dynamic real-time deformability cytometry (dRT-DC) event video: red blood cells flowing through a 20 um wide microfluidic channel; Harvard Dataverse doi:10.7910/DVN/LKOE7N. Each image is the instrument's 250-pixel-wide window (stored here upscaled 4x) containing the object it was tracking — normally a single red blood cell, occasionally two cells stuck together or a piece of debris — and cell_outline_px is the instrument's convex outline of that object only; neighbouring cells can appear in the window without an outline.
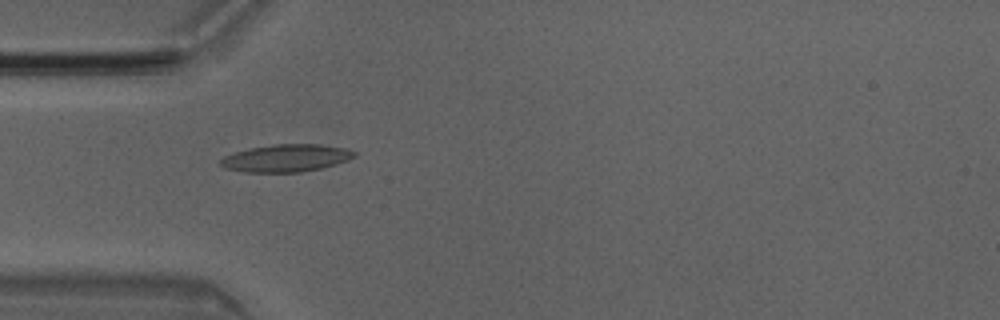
{"species": "Egyptian fruit bat (a non-hibernating species)", "species_latin": "Rousettus aegyptiacus", "temperature_condition": "room temperature", "stored_images_in_passage": 36, "camera_frame_rate_fps": 3000, "um_per_image_px": 0.085, "animal": {"sex": "male"}, "frame": {"image": 1, "passage_image": 1, "time_ms": 0.0, "image_size_px": [1000, 320], "cell_outline_px": [[356, 156], [320, 168], [300, 172], [244, 172], [224, 168], [220, 164], [220, 160], [224, 156], [248, 148], [272, 144], [320, 144], [344, 148], [356, 152]], "centroid_in_image_um": [24.26, 13.43], "position_along_channel_um": 60.7, "area_um2": 21.15}}
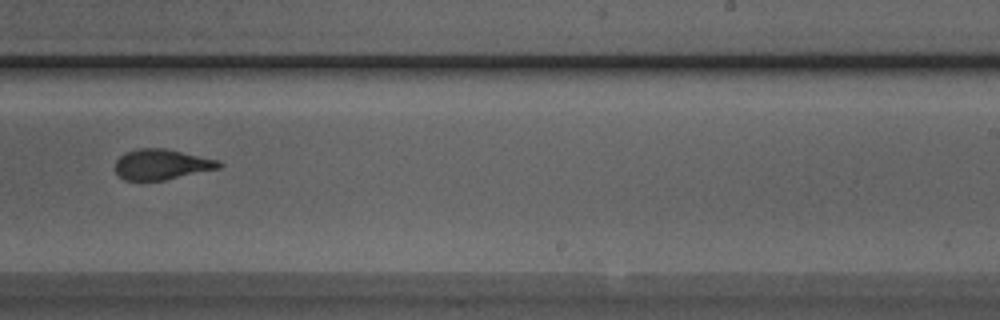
{"frame": {"image": 2, "passage_image": 17, "time_ms": 5.333, "image_size_px": [1000, 320], "cell_outline_px": [[224, 164], [220, 168], [164, 180], [124, 180], [116, 172], [116, 160], [124, 152], [136, 148], [164, 148], [220, 160]], "centroid_in_image_um": [13.75, 13.96], "position_along_channel_um": 275.2, "area_um2": 18.44}}
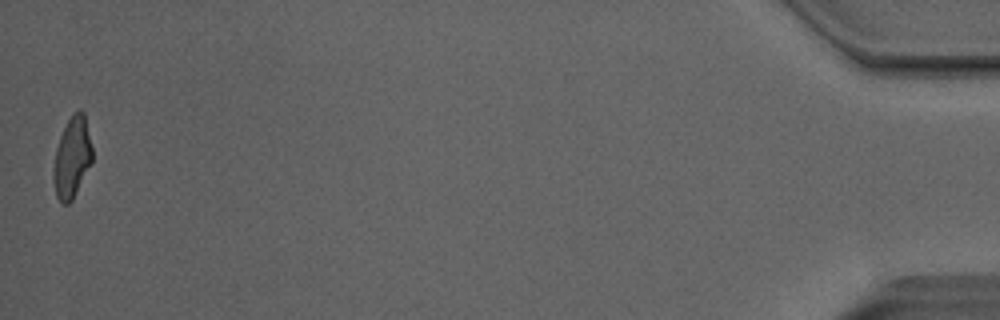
{"frame": {"image": 3, "passage_image": 36, "time_ms": 11.667, "image_size_px": [1000, 320], "cell_outline_px": [[92, 164], [72, 200], [68, 204], [60, 204], [56, 196], [52, 176], [52, 172], [56, 148], [60, 136], [72, 112], [80, 108], [84, 112], [92, 148]], "centroid_in_image_um": [6.12, 13.4], "position_along_channel_um": 429.1, "area_um2": 18.55}, "authors_computed_cell_mechanics": {"area_um2": 19.074, "velocity_mm_per_s": 4.052, "shape_relaxation_time_tau1_ms": 9.4997, "shape_relaxation_time_tau2_ms": 1.134, "deformation_change_tau1": 0.2469, "deformation_change_tau2": 0.0945}}